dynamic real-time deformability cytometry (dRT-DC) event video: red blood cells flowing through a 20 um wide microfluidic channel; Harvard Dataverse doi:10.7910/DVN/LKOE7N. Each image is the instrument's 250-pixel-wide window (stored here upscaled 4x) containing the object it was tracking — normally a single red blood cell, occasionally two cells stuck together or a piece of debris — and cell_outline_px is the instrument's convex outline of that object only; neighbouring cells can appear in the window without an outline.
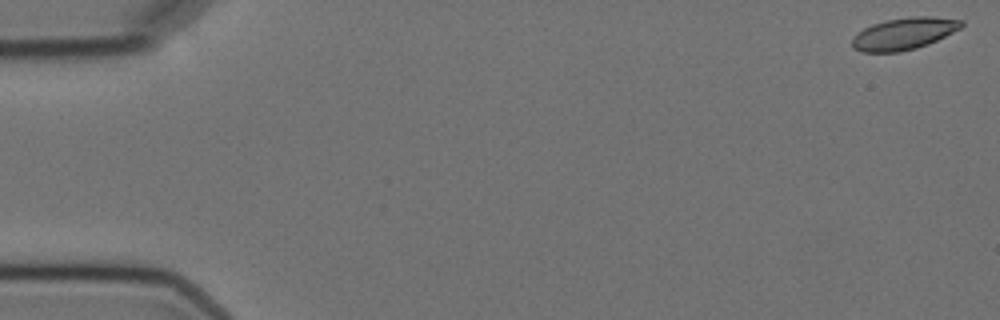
{"species": "Egyptian fruit bat (a non-hibernating species)", "species_latin": "Rousettus aegyptiacus", "temperature_condition": "cold", "stored_images_in_passage": 5, "camera_frame_rate_fps": 3000, "um_per_image_px": 0.085, "animal": {"sex": "female"}, "frame": {"image": 1, "passage_image": 1, "time_ms": 0.0, "image_size_px": [1000, 320], "cell_outline_px": [[964, 24], [960, 28], [928, 44], [916, 48], [900, 52], [860, 52], [852, 48], [852, 36], [864, 28], [872, 24], [888, 20], [912, 16], [928, 16], [964, 20]], "centroid_in_image_um": [76.8, 2.87], "position_along_channel_um": 8.2, "area_um2": 20.29}}
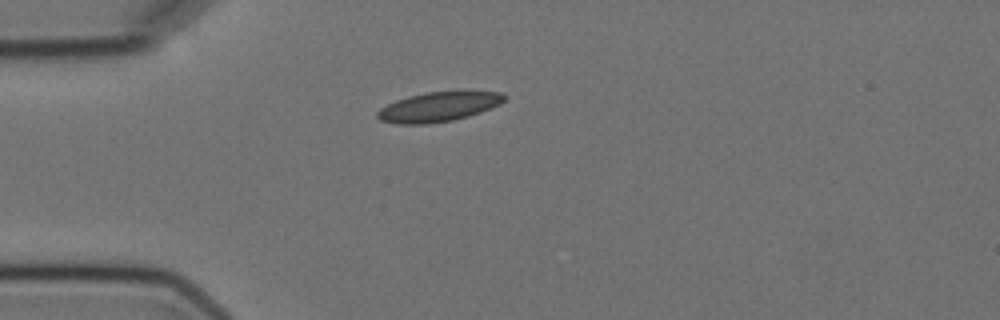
{"frame": {"image": 2, "passage_image": 5, "time_ms": 4.667, "image_size_px": [1000, 320], "cell_outline_px": [[508, 96], [500, 104], [480, 112], [468, 116], [452, 120], [424, 124], [396, 124], [380, 120], [376, 116], [376, 112], [380, 108], [396, 100], [408, 96], [428, 92], [500, 92]], "centroid_in_image_um": [37.23, 9.09], "position_along_channel_um": 47.8, "area_um2": 21.62}}